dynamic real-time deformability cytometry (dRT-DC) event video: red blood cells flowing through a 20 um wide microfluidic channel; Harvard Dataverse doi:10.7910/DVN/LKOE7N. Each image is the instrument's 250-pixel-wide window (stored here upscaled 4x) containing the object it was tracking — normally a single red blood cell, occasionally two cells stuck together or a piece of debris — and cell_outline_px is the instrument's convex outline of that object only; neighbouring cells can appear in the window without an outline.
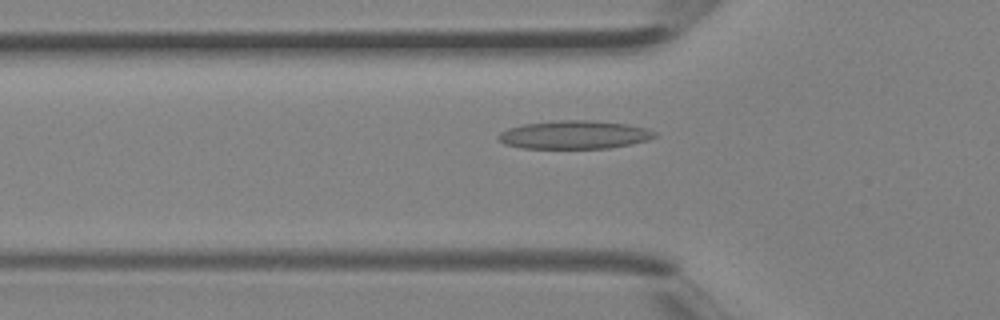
{"species": "Egyptian fruit bat (a non-hibernating species)", "species_latin": "Rousettus aegyptiacus", "temperature_condition": "room temperature", "stored_images_in_passage": 3, "segment_of_instrument_passage": [2, 2], "camera_frame_rate_fps": 3000, "um_per_image_px": 0.085, "animal": {"sex": "female"}, "frame": {"image": 1, "passage_image": 3, "time_ms": 0.667, "image_size_px": [1000, 320], "cell_outline_px": [[656, 136], [648, 140], [608, 148], [520, 148], [504, 144], [496, 136], [500, 132], [508, 128], [524, 124], [560, 120], [584, 120], [628, 124], [644, 128], [656, 132]], "centroid_in_image_um": [48.78, 11.46], "position_along_channel_um": 77.0, "area_um2": 25.55}}